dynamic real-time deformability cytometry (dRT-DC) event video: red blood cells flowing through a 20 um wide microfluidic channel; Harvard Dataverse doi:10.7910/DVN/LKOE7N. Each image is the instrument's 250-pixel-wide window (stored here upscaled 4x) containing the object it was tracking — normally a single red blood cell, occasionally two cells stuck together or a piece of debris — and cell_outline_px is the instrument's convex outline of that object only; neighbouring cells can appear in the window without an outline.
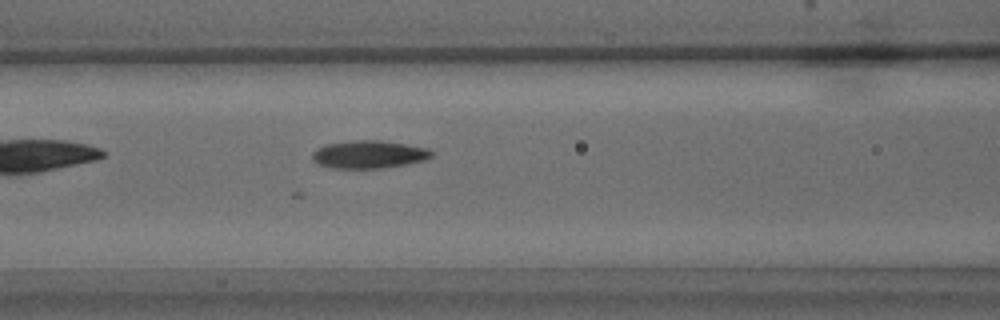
{"species": "common noctule bat (a hibernating species)", "species_latin": "Nyctalus noctula", "temperature_condition": "warm", "stored_images_in_passage": 31, "camera_frame_rate_fps": 3000, "um_per_image_px": 0.085, "animal": {"sex": "male", "body_mass_g": 15.6}, "frame": {"image": 1, "passage_image": 6, "time_ms": 1.667, "image_size_px": [1000, 320], "cell_outline_px": [[432, 156], [424, 160], [404, 164], [380, 168], [332, 168], [316, 164], [312, 160], [312, 152], [316, 148], [324, 144], [356, 140], [380, 140], [428, 148], [432, 152]], "centroid_in_image_um": [31.28, 13.12], "position_along_channel_um": 135.3, "area_um2": 19.31}}
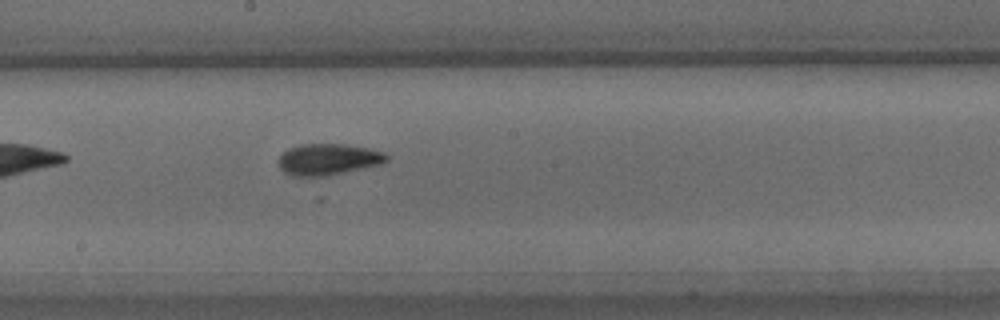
{"frame": {"image": 2, "passage_image": 13, "time_ms": 4.0, "image_size_px": [1000, 320], "cell_outline_px": [[388, 160], [380, 164], [320, 180], [292, 176], [284, 172], [280, 168], [280, 156], [288, 148], [300, 144], [340, 144], [368, 148], [384, 152], [388, 156]], "centroid_in_image_um": [27.88, 13.61], "position_along_channel_um": 220.3, "area_um2": 20.52}}
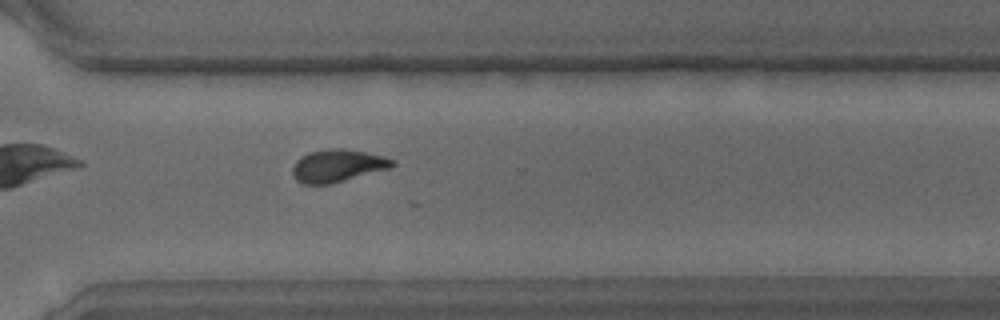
{"frame": {"image": 3, "passage_image": 23, "time_ms": 7.333, "image_size_px": [1000, 320], "cell_outline_px": [[396, 164], [392, 168], [332, 184], [304, 184], [296, 180], [292, 172], [292, 168], [296, 160], [300, 156], [308, 152], [340, 148], [364, 152], [384, 156], [396, 160]], "centroid_in_image_um": [28.73, 14.1], "position_along_channel_um": 341.9, "area_um2": 19.07}}